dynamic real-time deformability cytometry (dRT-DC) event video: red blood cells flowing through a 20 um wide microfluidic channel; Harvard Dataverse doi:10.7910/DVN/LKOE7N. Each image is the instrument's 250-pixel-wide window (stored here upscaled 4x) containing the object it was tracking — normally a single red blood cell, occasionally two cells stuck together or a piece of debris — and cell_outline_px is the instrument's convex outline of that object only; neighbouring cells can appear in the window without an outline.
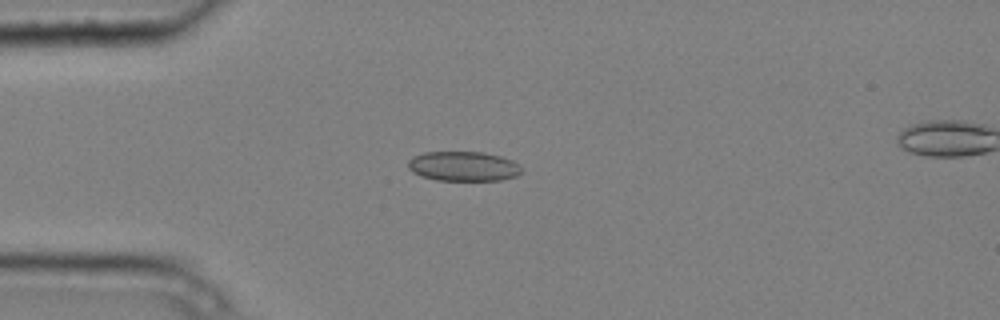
{"species": "common noctule bat (a hibernating species)", "species_latin": "Nyctalus noctula", "temperature_condition": "cold", "stored_images_in_passage": 5, "camera_frame_rate_fps": 3000, "um_per_image_px": 0.085, "animal": {"sex": "male", "body_mass_g": 20.4}, "frame": {"image": 1, "passage_image": 3, "time_ms": 0.667, "image_size_px": [1000, 320], "cell_outline_px": [[524, 172], [516, 176], [500, 180], [436, 180], [420, 176], [412, 172], [408, 168], [408, 160], [412, 156], [424, 152], [484, 152], [500, 156], [512, 160], [520, 164]], "centroid_in_image_um": [39.39, 14.13], "position_along_channel_um": 45.6, "area_um2": 19.88}}
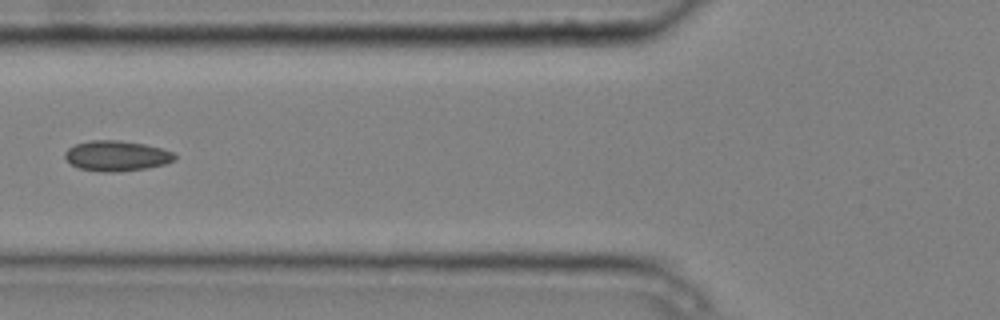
{"frame": {"image": 2, "passage_image": 5, "time_ms": 1.333, "image_size_px": [1000, 320], "cell_outline_px": [[176, 160], [164, 164], [148, 168], [120, 172], [100, 172], [80, 168], [72, 164], [64, 156], [64, 152], [68, 148], [76, 144], [92, 140], [120, 140], [144, 144], [160, 148], [172, 152], [176, 156]], "centroid_in_image_um": [9.92, 13.25], "position_along_channel_um": 115.9, "area_um2": 19.42}}